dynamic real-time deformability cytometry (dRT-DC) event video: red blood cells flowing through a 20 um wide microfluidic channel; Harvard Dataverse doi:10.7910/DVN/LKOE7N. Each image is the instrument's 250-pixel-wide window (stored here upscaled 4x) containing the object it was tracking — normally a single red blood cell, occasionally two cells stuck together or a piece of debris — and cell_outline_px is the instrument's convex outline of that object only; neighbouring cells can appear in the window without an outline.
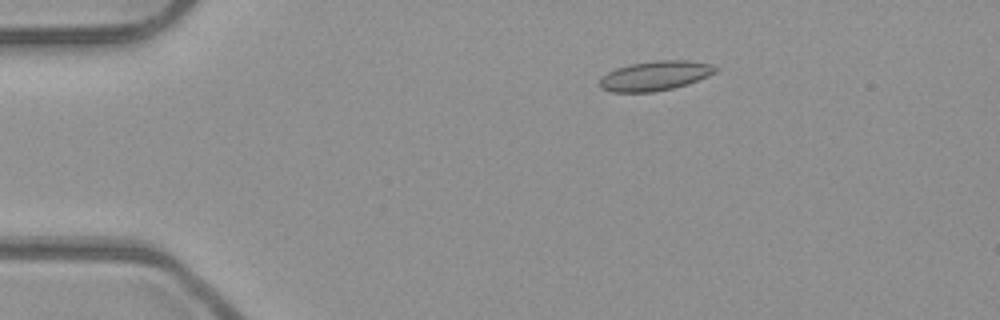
{"species": "common noctule bat (a hibernating species)", "species_latin": "Nyctalus noctula", "temperature_condition": "room temperature", "stored_images_in_passage": 6, "camera_frame_rate_fps": 3000, "um_per_image_px": 0.085, "animal": {"sex": "male", "body_mass_g": 23.1, "forearm_length_mm": 52.7}, "frame": {"image": 1, "passage_image": 2, "time_ms": 0.333, "image_size_px": [1000, 320], "cell_outline_px": [[720, 68], [716, 72], [708, 76], [688, 84], [672, 88], [652, 92], [612, 92], [600, 88], [596, 84], [608, 72], [616, 68], [628, 64], [652, 60], [688, 60], [712, 64]], "centroid_in_image_um": [55.68, 6.43], "position_along_channel_um": 29.3, "area_um2": 20.23}}
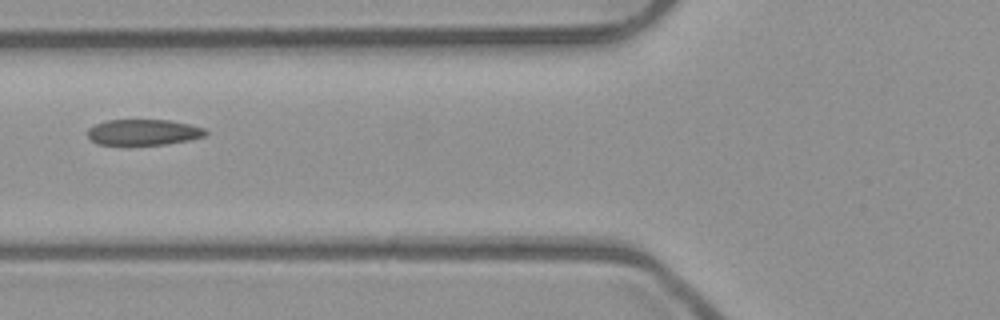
{"frame": {"image": 2, "passage_image": 5, "time_ms": 1.333, "image_size_px": [1000, 320], "cell_outline_px": [[208, 132], [204, 136], [188, 140], [168, 144], [96, 144], [88, 136], [88, 128], [96, 124], [108, 120], [168, 120], [188, 124], [204, 128]], "centroid_in_image_um": [12.19, 11.23], "position_along_channel_um": 113.6, "area_um2": 17.51}}
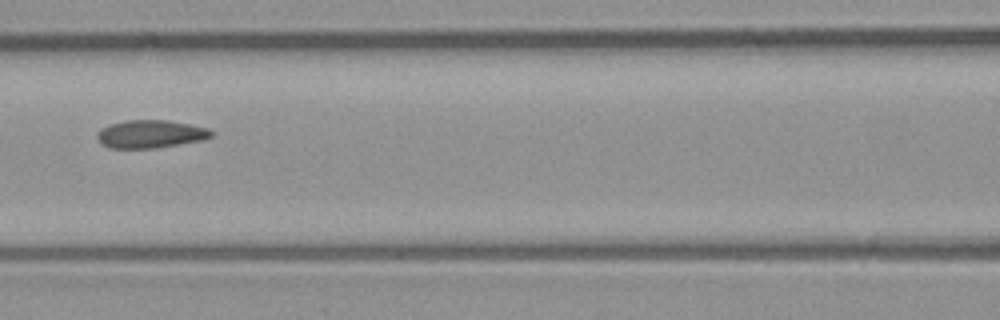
{"frame": {"image": 3, "passage_image": 6, "time_ms": 1.667, "image_size_px": [1000, 320], "cell_outline_px": [[216, 132], [212, 136], [200, 140], [156, 148], [112, 148], [104, 144], [96, 136], [96, 132], [100, 128], [124, 120], [168, 120], [208, 128]], "centroid_in_image_um": [12.8, 11.38], "position_along_channel_um": 153.8, "area_um2": 18.44}}